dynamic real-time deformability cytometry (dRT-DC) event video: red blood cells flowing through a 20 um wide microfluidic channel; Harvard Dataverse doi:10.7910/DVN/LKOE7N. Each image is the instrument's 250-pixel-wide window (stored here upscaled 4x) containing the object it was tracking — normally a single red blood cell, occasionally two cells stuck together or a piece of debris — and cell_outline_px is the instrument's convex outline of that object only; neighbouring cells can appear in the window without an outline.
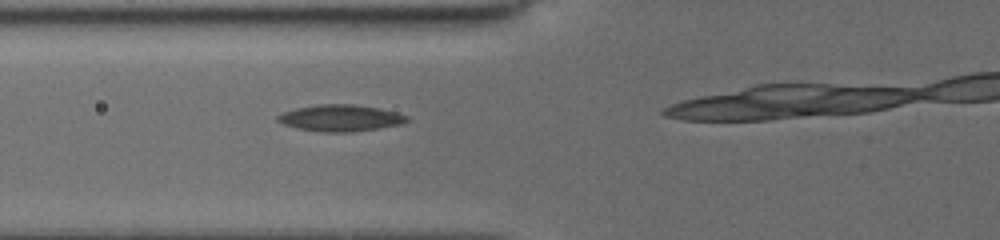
{"species": "common noctule bat (a hibernating species)", "species_latin": "Nyctalus noctula", "temperature_condition": "cold", "stored_images_in_passage": 3, "camera_frame_rate_fps": 3000, "um_per_image_px": 0.085, "animal": {"sex": "female", "body_mass_g": 19.5, "forearm_length_mm": 54.1}, "frame": {"image": 1, "passage_image": 2, "time_ms": 0.667, "image_size_px": [1000, 240], "cell_outline_px": [[408, 120], [400, 124], [380, 128], [352, 132], [320, 132], [296, 128], [284, 124], [276, 120], [276, 116], [284, 112], [296, 108], [320, 104], [356, 104], [380, 108], [396, 112], [408, 116]], "centroid_in_image_um": [28.93, 10.03], "position_along_channel_um": 96.9, "area_um2": 20.06}}